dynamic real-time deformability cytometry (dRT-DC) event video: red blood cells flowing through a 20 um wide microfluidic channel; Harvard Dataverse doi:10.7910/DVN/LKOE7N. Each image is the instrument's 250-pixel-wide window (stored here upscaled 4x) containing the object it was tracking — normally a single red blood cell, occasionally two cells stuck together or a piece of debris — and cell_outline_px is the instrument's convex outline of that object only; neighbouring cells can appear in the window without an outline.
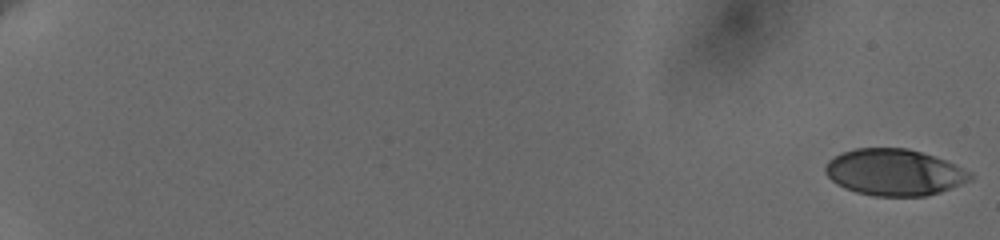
{"species": "human", "species_latin": "Homo sapiens", "temperature_condition": "cold", "stored_images_in_passage": 60, "camera_frame_rate_fps": 3000, "um_per_image_px": 0.085, "donor": {"sex": "female"}, "frame": {"image": 1, "passage_image": 1, "time_ms": 0.0, "image_size_px": [1000, 240], "cell_outline_px": [[972, 180], [940, 192], [924, 196], [876, 196], [856, 192], [844, 188], [836, 184], [824, 172], [824, 168], [828, 160], [844, 152], [856, 148], [908, 148], [944, 160], [972, 172]], "centroid_in_image_um": [76.0, 14.65], "position_along_channel_um": 9.0, "area_um2": 39.07}}
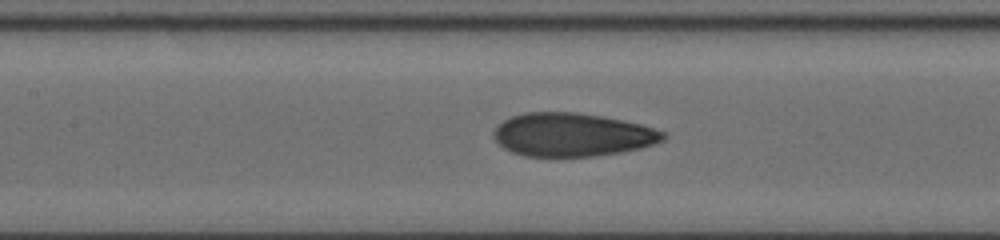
{"frame": {"image": 2, "passage_image": 32, "time_ms": 10.333, "image_size_px": [1000, 240], "cell_outline_px": [[668, 136], [664, 140], [640, 148], [620, 152], [592, 156], [524, 156], [512, 152], [504, 148], [492, 136], [492, 132], [496, 124], [512, 116], [524, 112], [576, 112], [604, 116], [624, 120], [640, 124], [664, 132]], "centroid_in_image_um": [48.61, 11.44], "position_along_channel_um": 158.8, "area_um2": 42.95}}
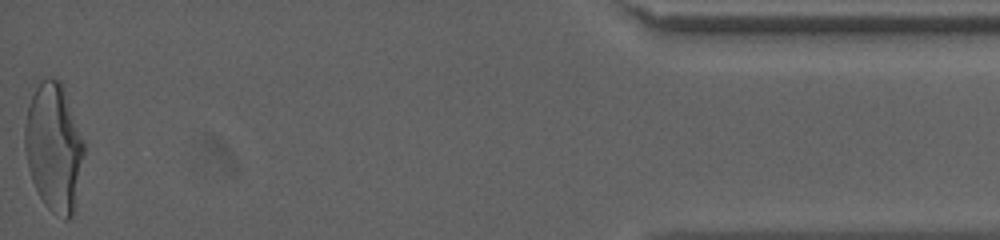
{"frame": {"image": 3, "passage_image": 60, "time_ms": 19.667, "image_size_px": [1000, 240], "cell_outline_px": [[84, 152], [72, 216], [68, 220], [64, 220], [52, 212], [44, 204], [32, 180], [28, 168], [24, 148], [24, 124], [28, 104], [40, 80], [52, 76], [60, 80], [64, 84], [84, 144]], "centroid_in_image_um": [4.56, 12.47], "position_along_channel_um": 430.6, "area_um2": 44.22}, "authors_computed_cell_mechanics": {"area_um2": 42.0495, "velocity_mm_per_s": 3.6467, "shape_relaxation_time_tau1_ms": 5.7878, "shape_relaxation_time_tau2_ms": 1.2541, "deformation_change_tau1": 0.194, "deformation_change_tau2": 0.0739}}